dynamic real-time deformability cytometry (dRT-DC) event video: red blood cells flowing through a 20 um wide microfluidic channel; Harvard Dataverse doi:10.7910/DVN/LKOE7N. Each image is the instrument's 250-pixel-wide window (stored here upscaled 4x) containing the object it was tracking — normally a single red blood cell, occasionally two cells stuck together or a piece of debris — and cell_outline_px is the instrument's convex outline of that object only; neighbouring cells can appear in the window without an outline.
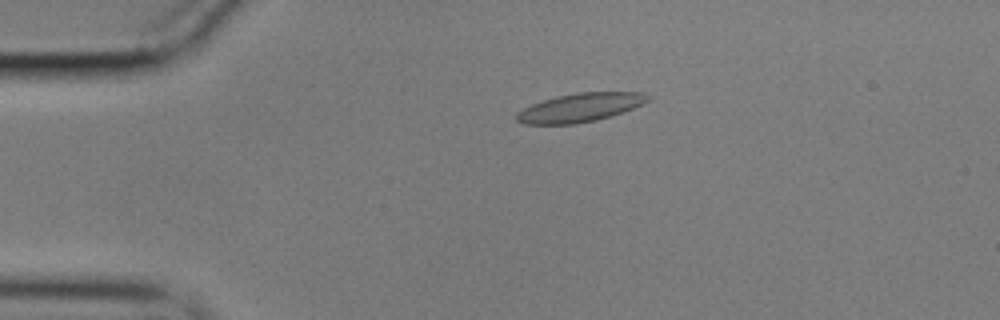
{"species": "common noctule bat (a hibernating species)", "species_latin": "Nyctalus noctula", "temperature_condition": "cold", "stored_images_in_passage": 56, "camera_frame_rate_fps": 3000, "um_per_image_px": 0.085, "animal": {"sex": "male", "body_mass_g": 17.9}, "frame": {"image": 1, "passage_image": 12, "time_ms": 3.667, "image_size_px": [1000, 320], "cell_outline_px": [[652, 100], [612, 116], [596, 120], [576, 124], [524, 124], [516, 120], [516, 112], [532, 104], [556, 96], [576, 92], [644, 92], [652, 96]], "centroid_in_image_um": [49.34, 9.13], "position_along_channel_um": 35.7, "area_um2": 22.08}}
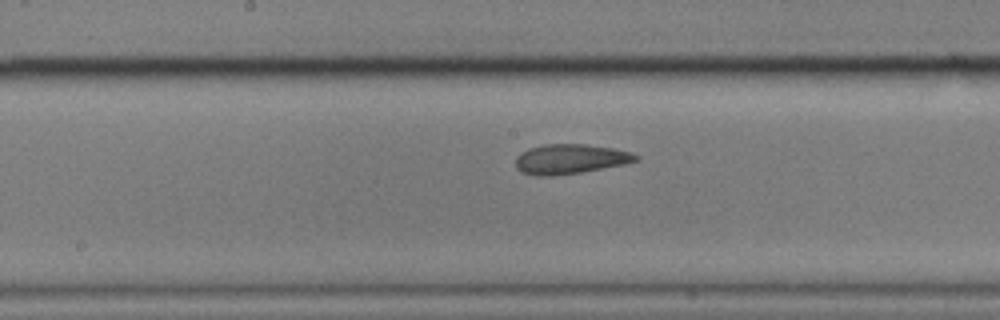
{"frame": {"image": 2, "passage_image": 29, "time_ms": 9.333, "image_size_px": [1000, 320], "cell_outline_px": [[640, 160], [624, 164], [580, 172], [552, 176], [536, 176], [520, 172], [516, 168], [516, 156], [520, 152], [528, 148], [544, 144], [584, 144], [612, 148], [632, 152], [640, 156]], "centroid_in_image_um": [48.45, 13.51], "position_along_channel_um": 199.8, "area_um2": 20.98}}
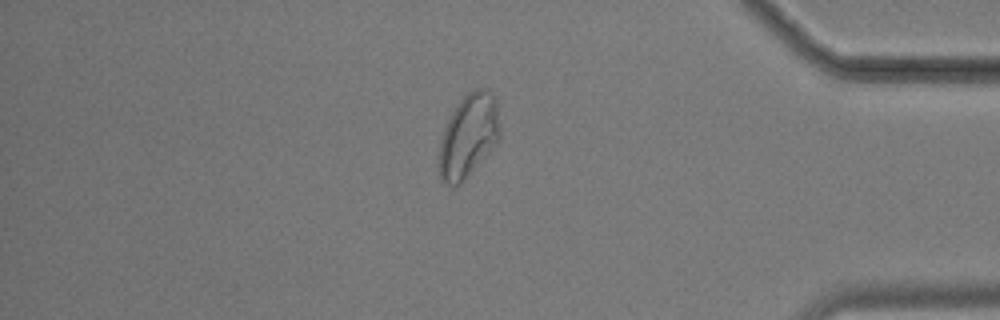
{"frame": {"image": 3, "passage_image": 48, "time_ms": 15.667, "image_size_px": [1000, 320], "cell_outline_px": [[500, 136], [496, 144], [464, 180], [460, 184], [444, 184], [440, 180], [440, 140], [444, 128], [456, 104], [468, 92], [476, 88], [488, 88], [496, 100], [500, 128]], "centroid_in_image_um": [39.83, 11.51], "position_along_channel_um": 395.4, "area_um2": 29.3}, "authors_computed_cell_mechanics": {"area_um2": 21.7039, "velocity_mm_per_s": 3.5517, "shape_relaxation_time_tau1_ms": 4.2099, "shape_relaxation_time_tau2_ms": 1.8273, "deformation_change_tau1": 0.1342, "deformation_change_tau2": 0.0833}}